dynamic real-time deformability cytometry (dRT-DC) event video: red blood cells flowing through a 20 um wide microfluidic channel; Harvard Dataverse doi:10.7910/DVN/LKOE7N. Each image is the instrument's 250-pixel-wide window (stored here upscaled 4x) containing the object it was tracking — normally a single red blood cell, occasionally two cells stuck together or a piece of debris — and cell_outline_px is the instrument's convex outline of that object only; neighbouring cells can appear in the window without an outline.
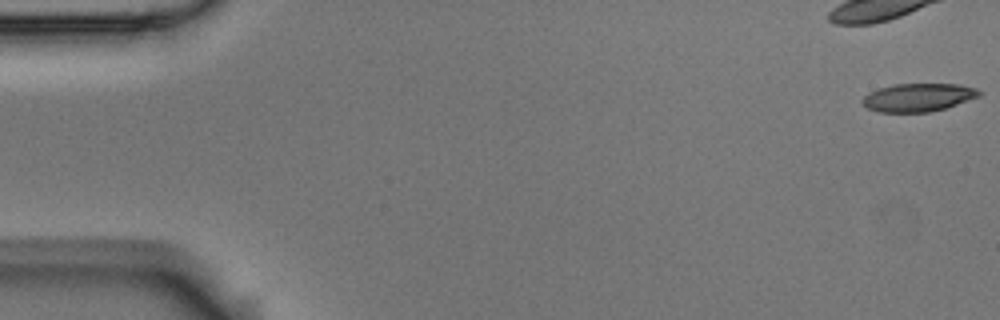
{"species": "Egyptian fruit bat (a non-hibernating species)", "species_latin": "Rousettus aegyptiacus", "temperature_condition": "room temperature", "stored_images_in_passage": 57, "camera_frame_rate_fps": 3000, "um_per_image_px": 0.085, "animal": {"sex": "male"}, "frame": {"image": 1, "passage_image": 1, "time_ms": 0.0, "image_size_px": [1000, 320], "cell_outline_px": [[980, 96], [944, 108], [928, 112], [880, 112], [868, 108], [860, 100], [864, 96], [880, 88], [892, 84], [960, 84], [976, 88], [980, 92]], "centroid_in_image_um": [78.04, 8.27], "position_along_channel_um": 7.0, "area_um2": 18.9}}